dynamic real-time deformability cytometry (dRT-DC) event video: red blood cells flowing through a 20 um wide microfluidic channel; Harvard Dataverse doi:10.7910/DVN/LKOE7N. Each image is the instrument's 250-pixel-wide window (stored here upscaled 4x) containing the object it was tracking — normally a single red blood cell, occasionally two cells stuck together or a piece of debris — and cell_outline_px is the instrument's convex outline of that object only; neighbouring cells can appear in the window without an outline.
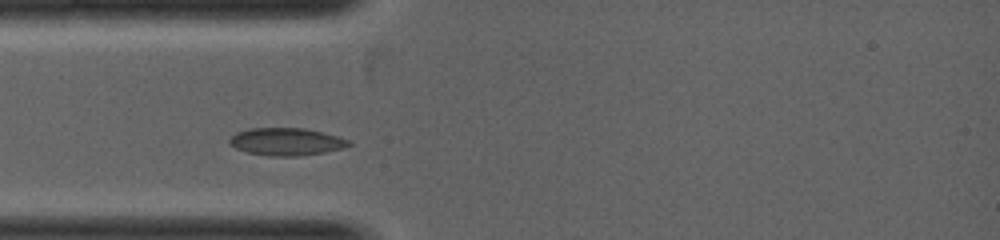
{"species": "common noctule bat (a hibernating species)", "species_latin": "Nyctalus noctula", "temperature_condition": "warm", "stored_images_in_passage": 1, "camera_frame_rate_fps": 5000, "um_per_image_px": 0.085, "animal": {"sex": "female", "body_mass_g": 19.0, "forearm_length_mm": 53.3}, "frame": {"image": 1, "passage_image": 1, "time_ms": 0.0, "image_size_px": [1000, 240], "cell_outline_px": [[352, 144], [344, 148], [324, 152], [300, 156], [268, 156], [248, 152], [236, 148], [228, 144], [228, 140], [236, 132], [248, 128], [304, 128], [336, 136], [348, 140]], "centroid_in_image_um": [24.3, 12.04], "position_along_channel_um": 60.7, "area_um2": 19.07}}